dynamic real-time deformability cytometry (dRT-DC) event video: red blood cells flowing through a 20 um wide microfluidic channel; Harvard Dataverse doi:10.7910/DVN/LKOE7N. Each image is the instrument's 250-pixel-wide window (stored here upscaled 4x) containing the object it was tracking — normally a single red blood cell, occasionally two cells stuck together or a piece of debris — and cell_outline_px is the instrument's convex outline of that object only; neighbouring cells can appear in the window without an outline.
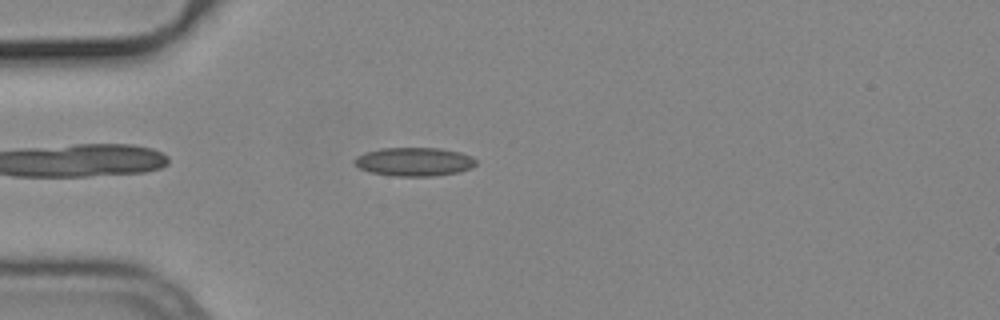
{"species": "common noctule bat (a hibernating species)", "species_latin": "Nyctalus noctula", "temperature_condition": "cold", "stored_images_in_passage": 26, "camera_frame_rate_fps": 3000, "um_per_image_px": 0.085, "animal": {"sex": "male", "body_mass_g": 19.2, "forearm_length_mm": 51.8}, "frame": {"image": 1, "passage_image": 5, "time_ms": 1.333, "image_size_px": [1000, 320], "cell_outline_px": [[476, 164], [472, 168], [460, 172], [432, 176], [392, 176], [372, 172], [360, 168], [352, 160], [356, 156], [380, 148], [440, 148], [460, 152], [472, 156], [476, 160]], "centroid_in_image_um": [35.24, 13.75], "position_along_channel_um": 49.8, "area_um2": 20.29}}
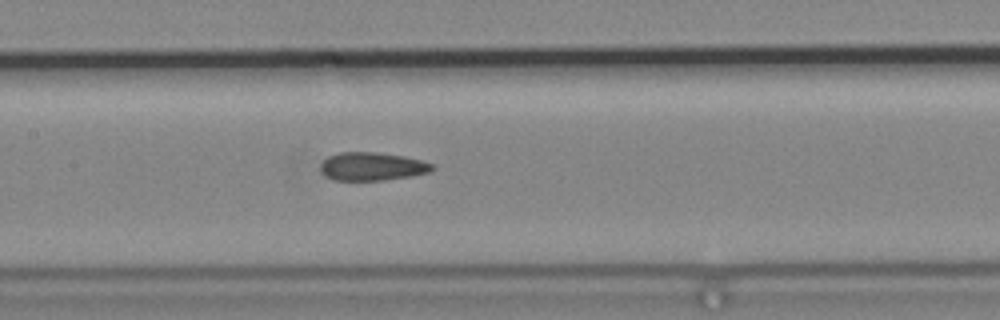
{"frame": {"image": 2, "passage_image": 16, "time_ms": 5.0, "image_size_px": [1000, 320], "cell_outline_px": [[436, 168], [428, 172], [412, 176], [384, 180], [332, 180], [320, 172], [320, 164], [328, 156], [340, 152], [376, 152], [404, 156], [420, 160], [432, 164]], "centroid_in_image_um": [31.6, 14.15], "position_along_channel_um": 175.8, "area_um2": 18.44}}
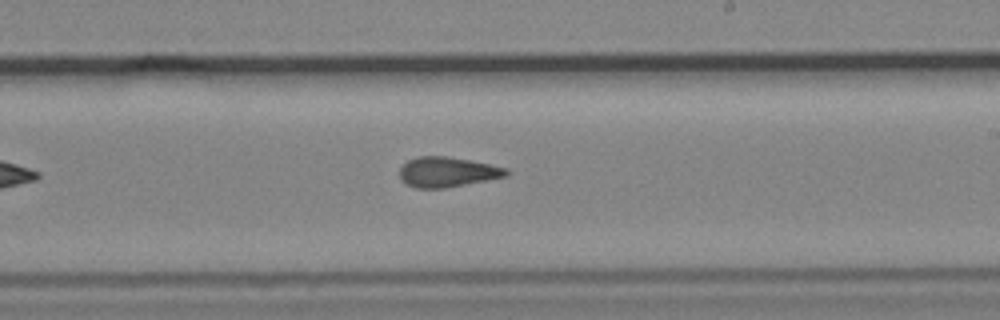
{"frame": {"image": 3, "passage_image": 22, "time_ms": 7.0, "image_size_px": [1000, 320], "cell_outline_px": [[508, 176], [444, 188], [416, 188], [404, 184], [400, 180], [400, 168], [408, 160], [420, 156], [448, 156], [508, 168]], "centroid_in_image_um": [37.99, 14.62], "position_along_channel_um": 251.0, "area_um2": 18.61}}